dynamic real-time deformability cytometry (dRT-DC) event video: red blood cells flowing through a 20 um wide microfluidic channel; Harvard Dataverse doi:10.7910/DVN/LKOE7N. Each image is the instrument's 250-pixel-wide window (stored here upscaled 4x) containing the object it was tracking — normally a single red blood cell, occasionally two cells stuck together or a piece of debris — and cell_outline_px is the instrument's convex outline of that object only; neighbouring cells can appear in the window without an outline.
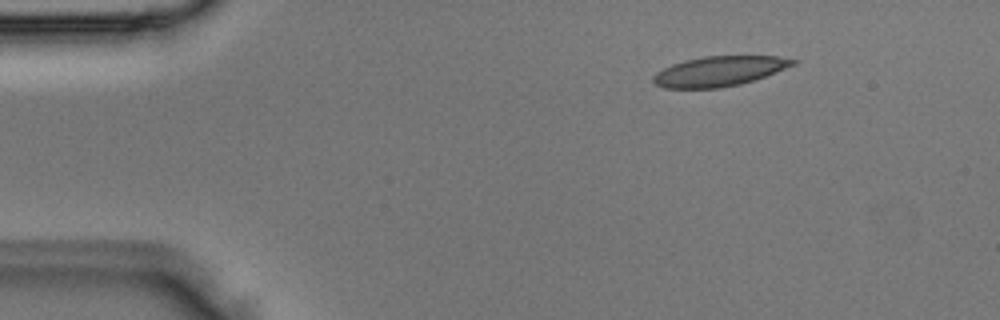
{"species": "Egyptian fruit bat (a non-hibernating species)", "species_latin": "Rousettus aegyptiacus", "temperature_condition": "room temperature", "stored_images_in_passage": 3, "camera_frame_rate_fps": 3000, "um_per_image_px": 0.085, "animal": {"sex": "male"}, "frame": {"image": 1, "passage_image": 1, "time_ms": 0.0, "image_size_px": [1000, 320], "cell_outline_px": [[800, 60], [796, 64], [764, 76], [740, 84], [720, 88], [664, 88], [656, 84], [652, 80], [652, 76], [656, 72], [672, 64], [684, 60], [704, 56], [776, 56]], "centroid_in_image_um": [61.12, 6.05], "position_along_channel_um": 23.9, "area_um2": 24.28}}